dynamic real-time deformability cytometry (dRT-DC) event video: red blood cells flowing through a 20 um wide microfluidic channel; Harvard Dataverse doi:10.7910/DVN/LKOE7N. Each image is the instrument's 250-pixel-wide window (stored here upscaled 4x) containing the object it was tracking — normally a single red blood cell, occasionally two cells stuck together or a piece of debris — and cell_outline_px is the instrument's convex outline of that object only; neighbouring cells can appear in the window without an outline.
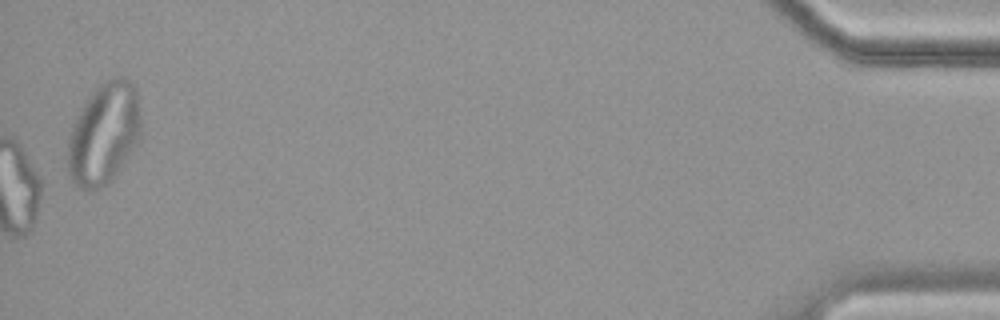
{"species": "common noctule bat (a hibernating species)", "species_latin": "Nyctalus noctula", "temperature_condition": "cold", "stored_images_in_passage": 58, "camera_frame_rate_fps": 3000, "um_per_image_px": 0.085, "animal": {"sex": "female", "body_mass_g": 19.9}, "frame": {"image": 1, "passage_image": 58, "time_ms": 19.0, "image_size_px": [1000, 320], "cell_outline_px": [[140, 140], [112, 180], [88, 192], [80, 188], [68, 176], [68, 136], [72, 124], [80, 108], [88, 96], [104, 80], [112, 76], [124, 76], [132, 80], [136, 88], [140, 116]], "centroid_in_image_um": [8.83, 11.32], "position_along_channel_um": 426.4, "area_um2": 43.87}, "authors_computed_cell_mechanics": {"area_um2": 28.0908, "velocity_mm_per_s": 3.4763, "shape_relaxation_time_tau1_ms": null, "shape_relaxation_time_tau2_ms": 2.7257, "deformation_change_tau1": null, "deformation_change_tau2": 0.1034}}